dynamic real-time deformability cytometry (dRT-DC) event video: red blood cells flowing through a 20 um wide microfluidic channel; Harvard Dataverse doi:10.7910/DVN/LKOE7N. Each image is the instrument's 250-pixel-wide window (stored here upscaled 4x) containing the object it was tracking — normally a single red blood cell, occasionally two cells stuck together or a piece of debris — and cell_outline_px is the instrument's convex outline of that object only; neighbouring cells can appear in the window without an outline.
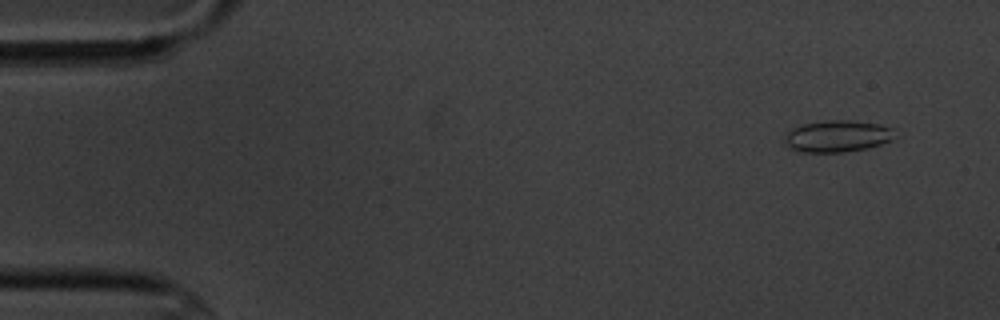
{"species": "common noctule bat (a hibernating species)", "species_latin": "Nyctalus noctula", "temperature_condition": "cold", "stored_images_in_passage": 7, "camera_frame_rate_fps": 3000, "um_per_image_px": 0.085, "animal": {"sex": "male", "body_mass_g": 20.1, "forearm_length_mm": 53.5}, "frame": {"image": 1, "passage_image": 1, "time_ms": 0.0, "image_size_px": [1000, 320], "cell_outline_px": [[892, 140], [868, 148], [844, 152], [800, 152], [784, 144], [784, 132], [792, 128], [804, 124], [828, 120], [848, 120], [880, 124], [892, 128]], "centroid_in_image_um": [71.12, 11.58], "position_along_channel_um": 13.9, "area_um2": 20.35}}
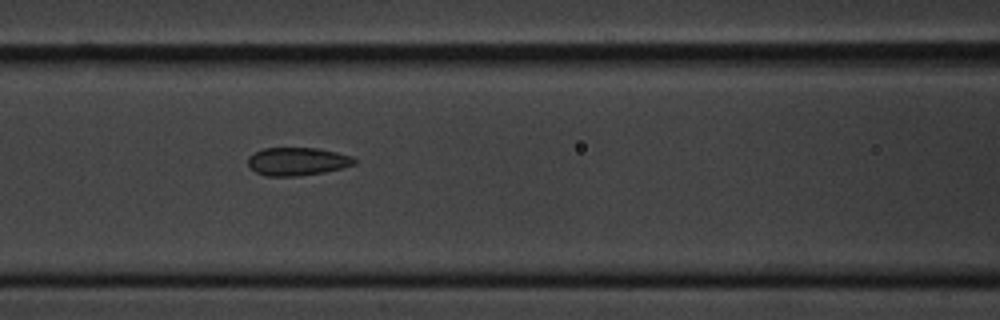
{"frame": {"image": 2, "passage_image": 6, "time_ms": 6.667, "image_size_px": [1000, 320], "cell_outline_px": [[356, 164], [324, 172], [296, 176], [264, 176], [256, 172], [248, 164], [248, 156], [252, 152], [264, 148], [320, 148], [352, 156], [356, 160]], "centroid_in_image_um": [25.25, 13.71], "position_along_channel_um": 141.4, "area_um2": 17.46}}
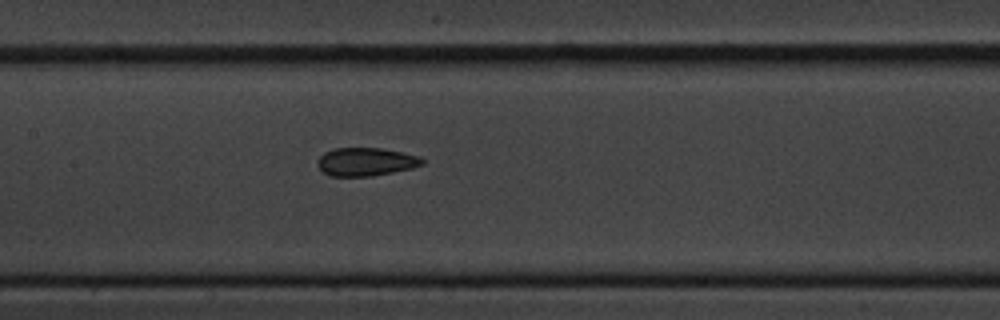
{"frame": {"image": 3, "passage_image": 7, "time_ms": 7.667, "image_size_px": [1000, 320], "cell_outline_px": [[424, 164], [412, 168], [372, 176], [328, 176], [316, 164], [316, 160], [324, 152], [336, 148], [380, 148], [420, 156], [424, 160]], "centroid_in_image_um": [31.08, 13.75], "position_along_channel_um": 176.3, "area_um2": 17.22}}